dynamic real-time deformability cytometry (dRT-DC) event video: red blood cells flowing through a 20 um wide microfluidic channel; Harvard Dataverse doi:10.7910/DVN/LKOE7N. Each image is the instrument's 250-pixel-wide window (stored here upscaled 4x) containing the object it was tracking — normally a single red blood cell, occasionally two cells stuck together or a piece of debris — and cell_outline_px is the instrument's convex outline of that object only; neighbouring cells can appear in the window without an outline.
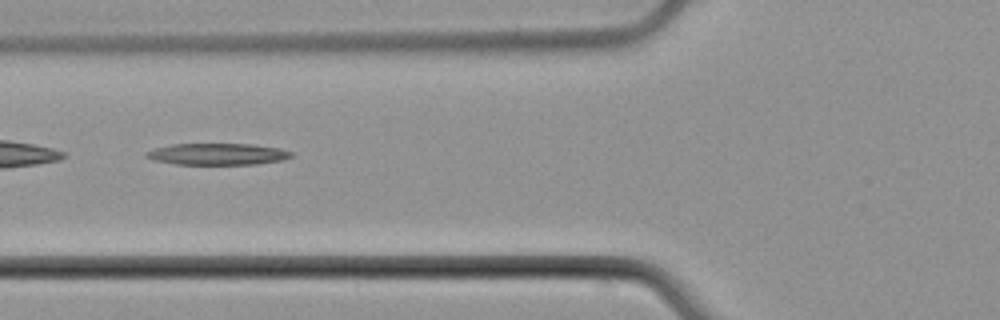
{"species": "common noctule bat (a hibernating species)", "species_latin": "Nyctalus noctula", "temperature_condition": "cold", "stored_images_in_passage": 7, "camera_frame_rate_fps": 3000, "um_per_image_px": 0.085, "animal": {"sex": "male", "body_mass_g": 21.5, "forearm_length_mm": 52.0}, "frame": {"image": 1, "passage_image": 6, "time_ms": 6.333, "image_size_px": [1000, 320], "cell_outline_px": [[292, 156], [280, 160], [256, 164], [176, 164], [152, 160], [144, 156], [144, 152], [152, 148], [172, 144], [256, 144], [280, 148], [292, 152]], "centroid_in_image_um": [18.42, 13.09], "position_along_channel_um": 107.4, "area_um2": 18.32}}
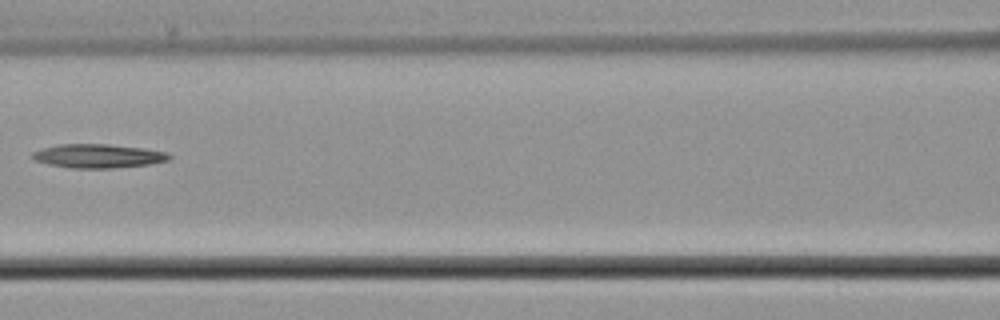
{"frame": {"image": 2, "passage_image": 7, "time_ms": 7.667, "image_size_px": [1000, 320], "cell_outline_px": [[172, 156], [168, 160], [148, 164], [112, 168], [68, 168], [48, 164], [36, 160], [32, 156], [32, 152], [44, 148], [60, 144], [108, 144], [144, 148], [168, 152]], "centroid_in_image_um": [8.36, 13.26], "position_along_channel_um": 158.2, "area_um2": 18.9}}